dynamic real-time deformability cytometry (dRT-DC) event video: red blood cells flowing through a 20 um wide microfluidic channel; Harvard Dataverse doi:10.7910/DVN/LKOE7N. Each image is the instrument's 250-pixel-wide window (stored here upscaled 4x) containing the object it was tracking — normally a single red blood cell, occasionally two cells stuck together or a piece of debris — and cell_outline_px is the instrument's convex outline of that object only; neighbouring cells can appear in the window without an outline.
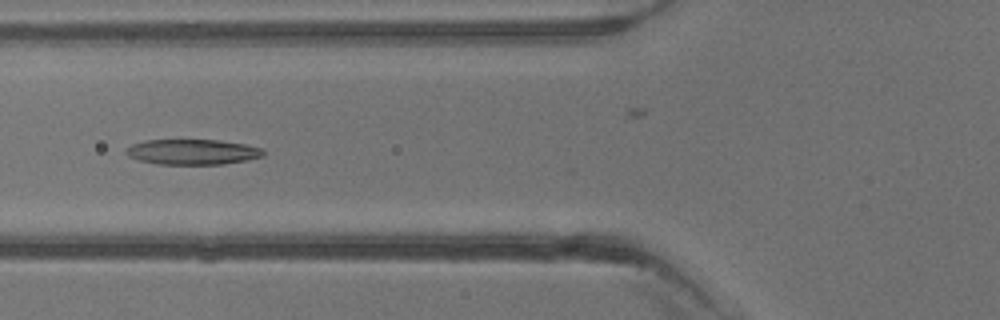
{"species": "common noctule bat (a hibernating species)", "species_latin": "Nyctalus noctula", "temperature_condition": "warm", "stored_images_in_passage": 4, "camera_frame_rate_fps": 3000, "um_per_image_px": 0.085, "animal": {"sex": "male", "body_mass_g": 13.3}, "frame": {"image": 1, "passage_image": 4, "time_ms": 3.333, "image_size_px": [1000, 320], "cell_outline_px": [[264, 156], [248, 160], [224, 164], [160, 164], [140, 160], [128, 156], [124, 152], [132, 144], [144, 140], [216, 140], [244, 144], [260, 148], [264, 152]], "centroid_in_image_um": [16.36, 12.91], "position_along_channel_um": 109.4, "area_um2": 20.11}}